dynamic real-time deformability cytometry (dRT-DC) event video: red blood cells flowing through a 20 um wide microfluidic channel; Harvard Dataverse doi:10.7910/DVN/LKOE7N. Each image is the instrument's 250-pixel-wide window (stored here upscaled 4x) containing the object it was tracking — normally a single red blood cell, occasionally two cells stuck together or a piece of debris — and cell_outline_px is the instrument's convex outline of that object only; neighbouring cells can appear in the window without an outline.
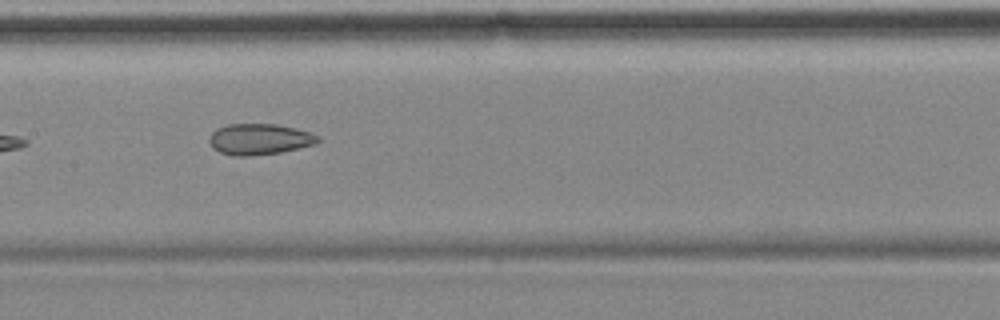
{"species": "common noctule bat (a hibernating species)", "species_latin": "Nyctalus noctula", "temperature_condition": "cold", "stored_images_in_passage": 42, "camera_frame_rate_fps": 3000, "um_per_image_px": 0.085, "animal": {"sex": "female", "body_mass_g": 18.4}, "frame": {"image": 1, "passage_image": 13, "time_ms": 4.0, "image_size_px": [1000, 320], "cell_outline_px": [[320, 140], [316, 144], [280, 152], [248, 156], [232, 156], [220, 152], [212, 148], [208, 140], [212, 132], [216, 128], [228, 124], [276, 124], [312, 132], [320, 136]], "centroid_in_image_um": [22.05, 11.83], "position_along_channel_um": 185.4, "area_um2": 19.77}, "authors_computed_cell_mechanics": {"area_um2": 20.8658, "velocity_mm_per_s": 3.5134, "shape_relaxation_time_tau1_ms": null, "shape_relaxation_time_tau2_ms": 3.332, "deformation_change_tau1": null, "deformation_change_tau2": 0.0986}}